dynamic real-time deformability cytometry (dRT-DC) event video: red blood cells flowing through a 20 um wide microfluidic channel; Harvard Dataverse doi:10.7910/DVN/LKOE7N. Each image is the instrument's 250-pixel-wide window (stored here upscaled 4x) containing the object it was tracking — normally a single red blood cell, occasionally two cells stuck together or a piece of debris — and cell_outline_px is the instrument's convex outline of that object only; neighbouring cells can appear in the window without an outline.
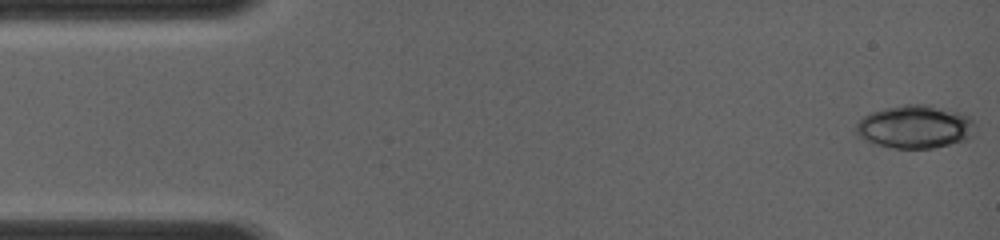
{"species": "common noctule bat (a hibernating species)", "species_latin": "Nyctalus noctula", "temperature_condition": "room temperature", "stored_images_in_passage": 14, "camera_frame_rate_fps": 4000, "um_per_image_px": 0.085, "animal": {"sex": "female", "body_mass_g": 19.0, "forearm_length_mm": 56.7}, "frame": {"image": 1, "passage_image": 1, "time_ms": 0.0, "image_size_px": [1000, 240], "cell_outline_px": [[976, 136], [968, 140], [932, 148], [892, 148], [876, 144], [860, 136], [856, 132], [856, 124], [864, 116], [872, 112], [884, 108], [904, 104], [928, 104], [960, 112], [972, 116]], "centroid_in_image_um": [77.86, 10.77], "position_along_channel_um": 7.1, "area_um2": 30.23}}
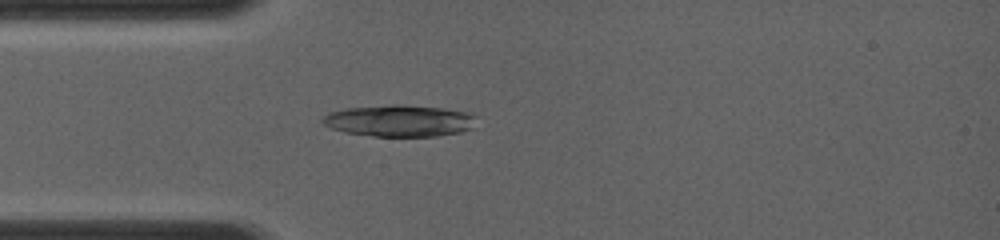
{"frame": {"image": 2, "passage_image": 13, "time_ms": 3.5, "image_size_px": [1000, 240], "cell_outline_px": [[476, 116], [472, 128], [460, 132], [436, 136], [372, 136], [344, 132], [332, 128], [324, 124], [320, 120], [328, 112], [344, 108], [392, 104], [396, 104], [444, 108], [472, 112]], "centroid_in_image_um": [33.95, 10.25], "position_along_channel_um": 51.1, "area_um2": 28.61}}